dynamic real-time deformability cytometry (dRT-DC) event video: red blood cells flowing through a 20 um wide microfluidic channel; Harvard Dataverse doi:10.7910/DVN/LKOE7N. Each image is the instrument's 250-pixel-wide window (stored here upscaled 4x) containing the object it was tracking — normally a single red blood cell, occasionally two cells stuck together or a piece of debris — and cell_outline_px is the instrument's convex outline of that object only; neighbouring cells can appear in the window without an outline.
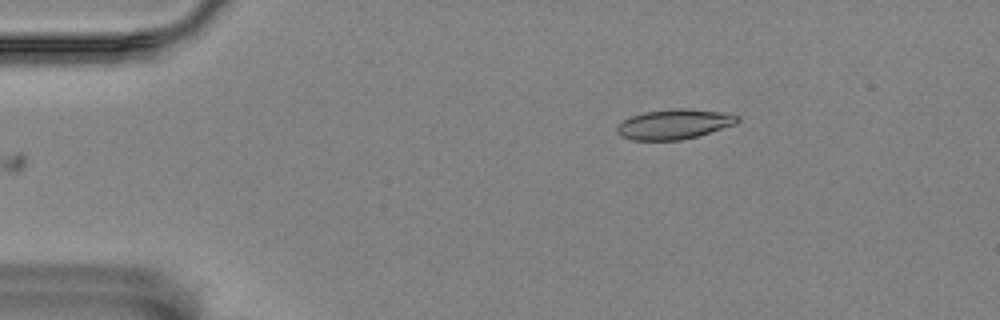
{"species": "Egyptian fruit bat (a non-hibernating species)", "species_latin": "Rousettus aegyptiacus", "temperature_condition": "room temperature", "stored_images_in_passage": 43, "camera_frame_rate_fps": 3000, "um_per_image_px": 0.085, "animal": {"sex": "female"}, "frame": {"image": 1, "passage_image": 1, "time_ms": 0.0, "image_size_px": [1000, 320], "cell_outline_px": [[740, 120], [736, 124], [696, 136], [680, 140], [632, 140], [620, 136], [616, 132], [616, 124], [632, 116], [644, 112], [676, 108], [684, 108], [720, 112], [740, 116]], "centroid_in_image_um": [57.27, 10.56], "position_along_channel_um": 27.7, "area_um2": 20.92}}
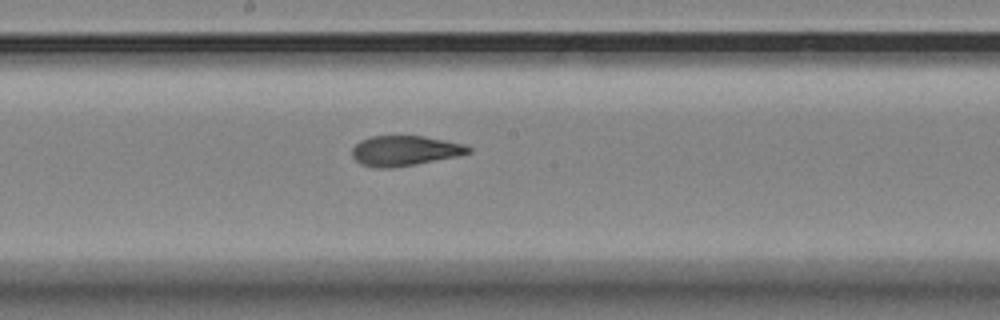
{"frame": {"image": 2, "passage_image": 22, "time_ms": 7.0, "image_size_px": [1000, 320], "cell_outline_px": [[472, 152], [460, 156], [416, 164], [392, 168], [376, 168], [360, 164], [352, 156], [352, 148], [360, 140], [372, 136], [424, 136], [464, 144], [472, 148]], "centroid_in_image_um": [34.42, 12.82], "position_along_channel_um": 213.8, "area_um2": 20.58}}
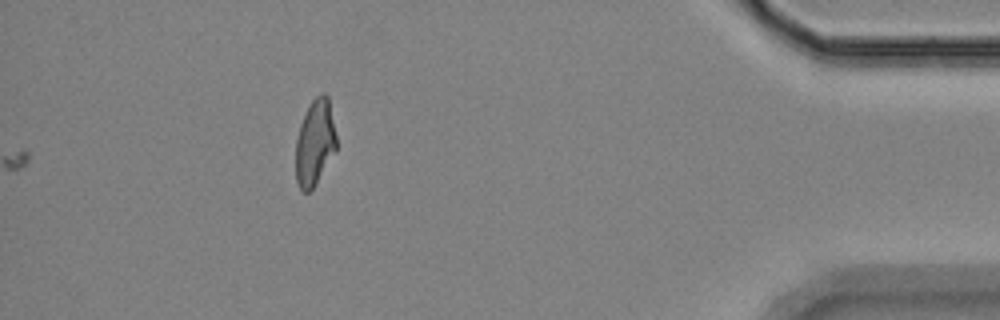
{"frame": {"image": 3, "passage_image": 43, "time_ms": 14.0, "image_size_px": [1000, 320], "cell_outline_px": [[336, 152], [312, 188], [308, 192], [304, 192], [300, 188], [296, 180], [296, 140], [300, 124], [312, 100], [320, 92], [324, 92], [328, 96], [336, 136]], "centroid_in_image_um": [26.77, 12.11], "position_along_channel_um": 408.4, "area_um2": 20.17}, "authors_computed_cell_mechanics": {"area_um2": 20.7502, "velocity_mm_per_s": 3.4907, "shape_relaxation_time_tau1_ms": 8.5735, "shape_relaxation_time_tau2_ms": 1.5974, "deformation_change_tau1": 0.2537, "deformation_change_tau2": 0.0947}}